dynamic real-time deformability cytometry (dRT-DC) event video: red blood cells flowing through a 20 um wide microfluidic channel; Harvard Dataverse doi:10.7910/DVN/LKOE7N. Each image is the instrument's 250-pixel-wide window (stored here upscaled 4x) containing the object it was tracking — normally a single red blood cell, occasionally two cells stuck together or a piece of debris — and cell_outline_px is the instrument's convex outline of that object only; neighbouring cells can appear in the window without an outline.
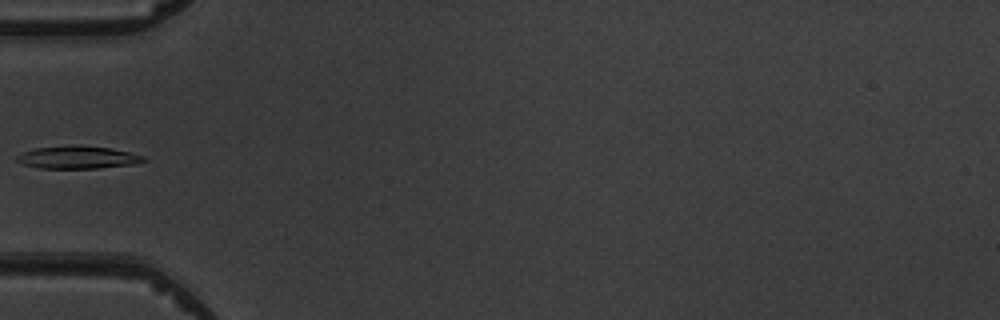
{"species": "common noctule bat (a hibernating species)", "species_latin": "Nyctalus noctula", "temperature_condition": "warm", "stored_images_in_passage": 4, "camera_frame_rate_fps": 3000, "um_per_image_px": 0.085, "animal": {"sex": "male", "body_mass_g": 19.5, "forearm_length_mm": 54.6}, "frame": {"image": 1, "passage_image": 3, "time_ms": 2.333, "image_size_px": [1000, 320], "cell_outline_px": [[148, 160], [132, 164], [96, 168], [40, 168], [24, 164], [16, 160], [16, 156], [24, 152], [36, 148], [112, 148], [144, 156]], "centroid_in_image_um": [6.63, 13.42], "position_along_channel_um": 78.4, "area_um2": 15.55}}
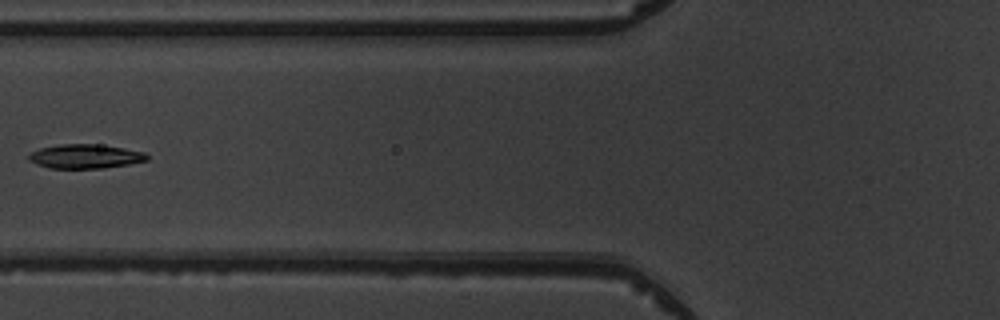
{"frame": {"image": 2, "passage_image": 4, "time_ms": 3.333, "image_size_px": [1000, 320], "cell_outline_px": [[148, 160], [128, 164], [104, 168], [48, 168], [36, 164], [28, 160], [28, 156], [32, 152], [40, 148], [64, 144], [92, 144], [120, 148], [144, 152], [148, 156]], "centroid_in_image_um": [7.21, 13.3], "position_along_channel_um": 118.6, "area_um2": 16.36}}